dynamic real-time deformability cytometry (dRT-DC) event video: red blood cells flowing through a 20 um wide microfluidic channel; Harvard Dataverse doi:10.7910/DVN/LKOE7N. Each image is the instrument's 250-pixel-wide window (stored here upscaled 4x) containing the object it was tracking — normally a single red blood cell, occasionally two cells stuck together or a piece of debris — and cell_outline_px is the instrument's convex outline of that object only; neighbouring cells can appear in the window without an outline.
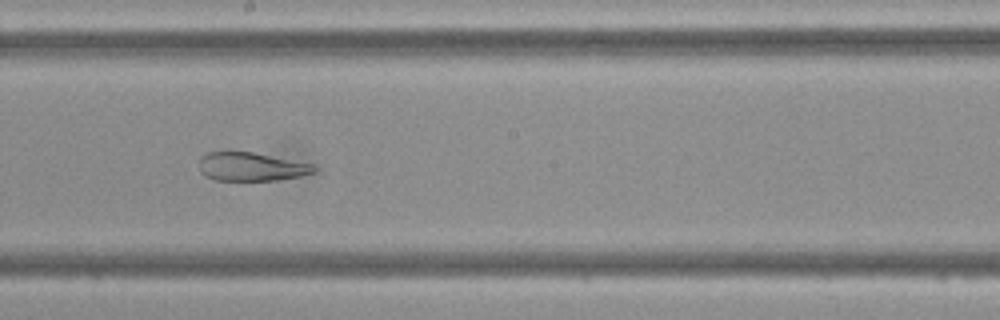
{"species": "Egyptian fruit bat (a non-hibernating species)", "species_latin": "Rousettus aegyptiacus", "temperature_condition": "cold", "stored_images_in_passage": 47, "camera_frame_rate_fps": 3000, "um_per_image_px": 0.085, "frame": {"image": 1, "passage_image": 26, "time_ms": 8.333, "image_size_px": [1000, 320], "cell_outline_px": [[320, 168], [316, 172], [300, 176], [276, 180], [216, 180], [200, 172], [200, 156], [208, 152], [252, 152], [316, 164]], "centroid_in_image_um": [21.44, 14.16], "position_along_channel_um": 226.8, "area_um2": 19.19}}
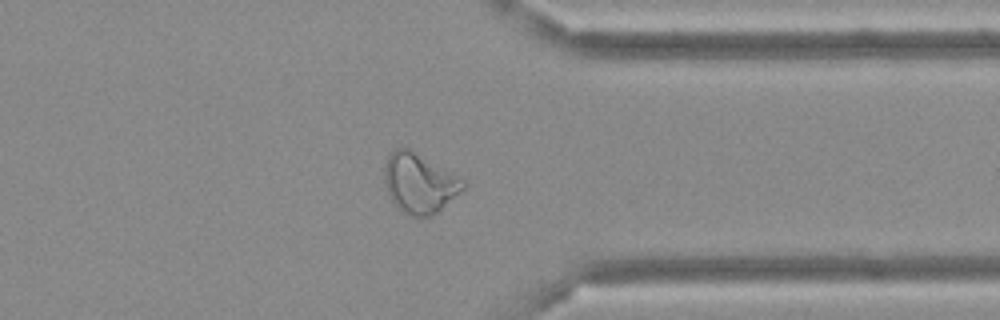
{"frame": {"image": 2, "passage_image": 37, "time_ms": 12.0, "image_size_px": [1000, 320], "cell_outline_px": [[468, 184], [464, 188], [432, 216], [408, 216], [396, 208], [388, 192], [384, 180], [384, 168], [388, 156], [396, 148], [408, 148], [464, 180]], "centroid_in_image_um": [35.62, 15.59], "position_along_channel_um": 375.8, "area_um2": 26.93}}
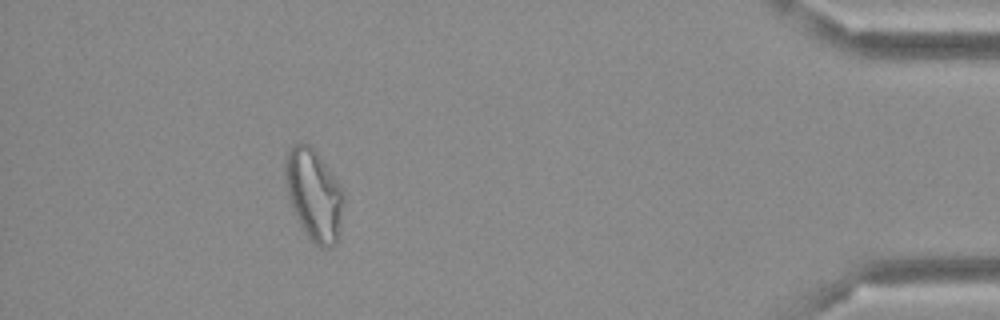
{"frame": {"image": 3, "passage_image": 43, "time_ms": 14.0, "image_size_px": [1000, 320], "cell_outline_px": [[344, 196], [340, 236], [336, 244], [332, 248], [320, 248], [304, 232], [292, 208], [288, 196], [284, 180], [284, 160], [288, 148], [292, 144], [300, 140], [304, 140], [320, 156], [344, 192]], "centroid_in_image_um": [26.67, 16.54], "position_along_channel_um": 408.5, "area_um2": 31.67}}